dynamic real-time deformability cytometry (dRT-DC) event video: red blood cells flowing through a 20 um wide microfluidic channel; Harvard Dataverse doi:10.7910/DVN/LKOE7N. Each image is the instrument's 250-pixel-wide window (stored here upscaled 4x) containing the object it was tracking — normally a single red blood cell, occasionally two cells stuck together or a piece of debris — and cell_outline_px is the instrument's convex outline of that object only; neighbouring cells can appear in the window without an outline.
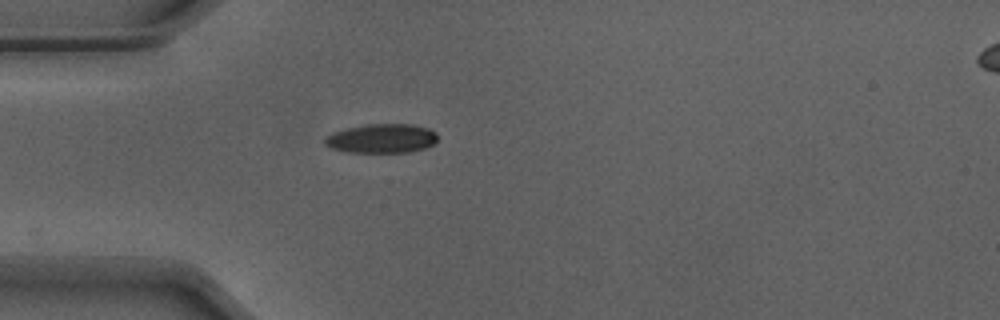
{"species": "Egyptian fruit bat (a non-hibernating species)", "species_latin": "Rousettus aegyptiacus", "temperature_condition": "warm", "stored_images_in_passage": 39, "camera_frame_rate_fps": 3000, "um_per_image_px": 0.085, "animal": {"sex": "male"}, "frame": {"image": 1, "passage_image": 1, "time_ms": 0.0, "image_size_px": [1000, 320], "cell_outline_px": [[436, 140], [432, 144], [424, 148], [408, 152], [348, 152], [332, 148], [324, 144], [324, 140], [332, 132], [348, 128], [368, 124], [412, 124], [428, 128], [436, 132]], "centroid_in_image_um": [32.44, 11.76], "position_along_channel_um": 52.6, "area_um2": 18.96}}
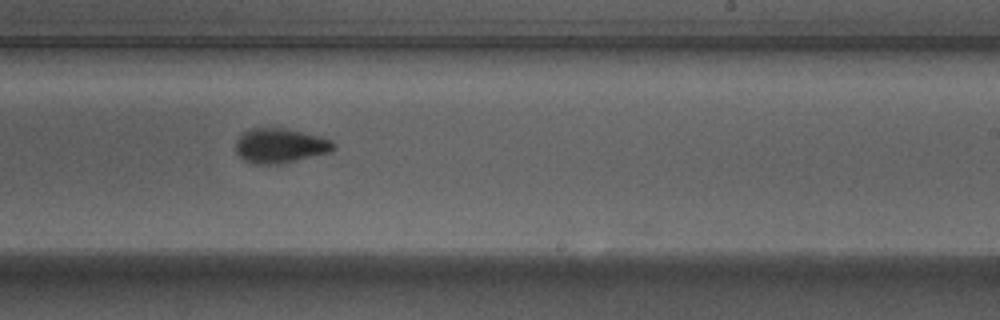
{"frame": {"image": 2, "passage_image": 18, "time_ms": 5.667, "image_size_px": [1000, 320], "cell_outline_px": [[336, 148], [332, 152], [280, 164], [252, 164], [244, 160], [236, 152], [236, 140], [244, 132], [252, 128], [280, 128], [320, 136], [332, 140], [336, 144]], "centroid_in_image_um": [23.84, 12.4], "position_along_channel_um": 265.2, "area_um2": 19.77}}
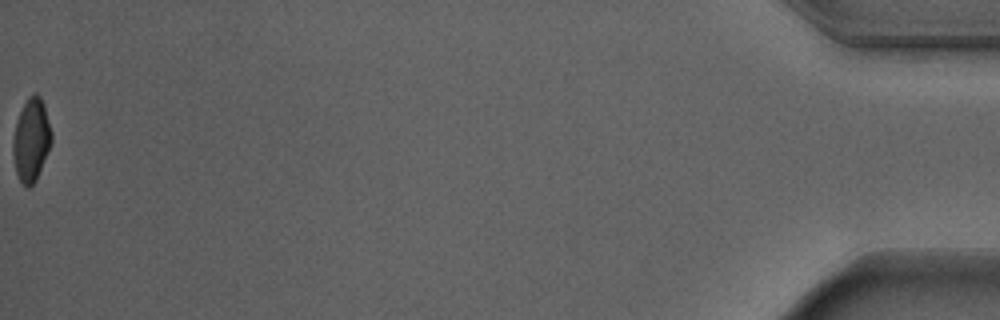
{"frame": {"image": 3, "passage_image": 39, "time_ms": 12.667, "image_size_px": [1000, 320], "cell_outline_px": [[52, 140], [36, 180], [28, 188], [20, 180], [16, 172], [12, 152], [12, 140], [16, 124], [20, 112], [28, 96], [36, 92], [40, 96], [44, 104], [52, 132]], "centroid_in_image_um": [2.65, 11.86], "position_along_channel_um": 432.5, "area_um2": 18.44}, "authors_computed_cell_mechanics": {"area_um2": 19.652, "velocity_mm_per_s": 3.9016, "shape_relaxation_time_tau1_ms": 2.8879, "shape_relaxation_time_tau2_ms": 1.2649, "deformation_change_tau1": 0.1215, "deformation_change_tau2": 0.0619}}